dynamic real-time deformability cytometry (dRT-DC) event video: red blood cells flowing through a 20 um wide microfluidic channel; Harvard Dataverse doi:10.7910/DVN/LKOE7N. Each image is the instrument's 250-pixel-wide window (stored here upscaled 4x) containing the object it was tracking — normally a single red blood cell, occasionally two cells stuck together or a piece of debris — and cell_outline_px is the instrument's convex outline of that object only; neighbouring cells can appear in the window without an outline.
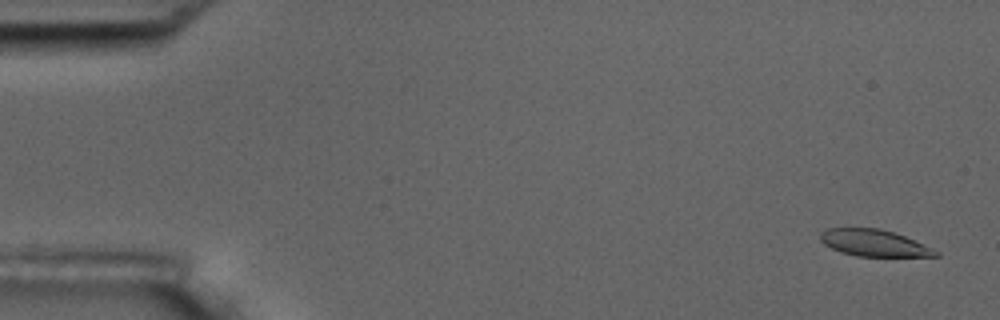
{"species": "common noctule bat (a hibernating species)", "species_latin": "Nyctalus noctula", "temperature_condition": "room temperature", "stored_images_in_passage": 5, "camera_frame_rate_fps": 3000, "um_per_image_px": 0.085, "animal": {"sex": "male", "body_mass_g": 17.5, "forearm_length_mm": 52.3}, "frame": {"image": 1, "passage_image": 1, "time_ms": 0.0, "image_size_px": [1000, 320], "cell_outline_px": [[940, 256], [856, 256], [840, 252], [824, 244], [820, 240], [820, 232], [824, 228], [880, 228], [904, 236], [932, 248], [940, 252]], "centroid_in_image_um": [74.25, 20.65], "position_along_channel_um": 10.7, "area_um2": 17.86}}
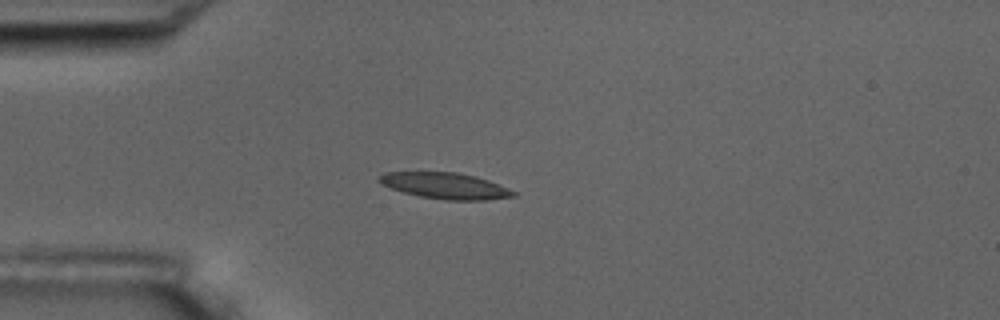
{"frame": {"image": 2, "passage_image": 5, "time_ms": 4.333, "image_size_px": [1000, 320], "cell_outline_px": [[516, 196], [488, 200], [444, 200], [420, 196], [404, 192], [380, 184], [376, 180], [376, 176], [384, 172], [456, 172], [476, 176], [488, 180], [508, 188], [516, 192]], "centroid_in_image_um": [37.82, 15.78], "position_along_channel_um": 47.2, "area_um2": 20.58}}